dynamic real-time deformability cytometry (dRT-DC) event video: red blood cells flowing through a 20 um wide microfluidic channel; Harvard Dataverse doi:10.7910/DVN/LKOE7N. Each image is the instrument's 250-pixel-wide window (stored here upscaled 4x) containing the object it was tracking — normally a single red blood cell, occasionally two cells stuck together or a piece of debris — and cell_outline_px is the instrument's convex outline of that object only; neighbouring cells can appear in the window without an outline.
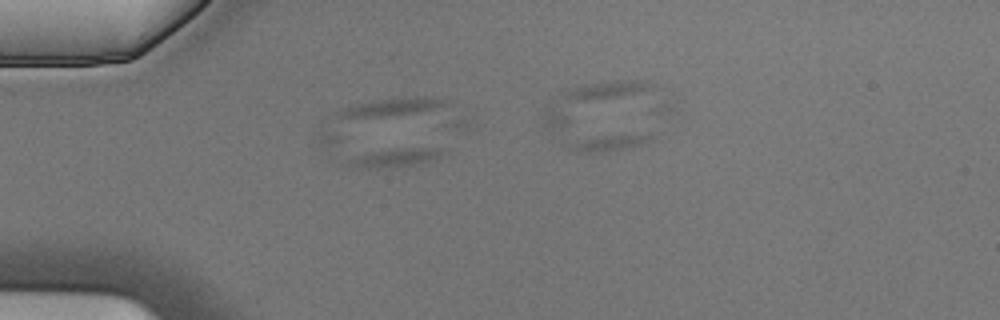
{"species": "Egyptian fruit bat (a non-hibernating species)", "species_latin": "Rousettus aegyptiacus", "temperature_condition": "cold", "stored_images_in_passage": 5, "camera_frame_rate_fps": 3000, "um_per_image_px": 0.085, "animal": {"sex": "male"}, "frame": {"image": 1, "passage_image": 3, "time_ms": 0.667, "image_size_px": [1000, 320], "cell_outline_px": [[448, 152], [436, 160], [416, 164], [388, 168], [364, 168], [340, 164], [336, 160], [372, 152], [400, 148], [440, 148]], "centroid_in_image_um": [33.47, 13.42], "position_along_channel_um": 51.5, "area_um2": 10.75}}